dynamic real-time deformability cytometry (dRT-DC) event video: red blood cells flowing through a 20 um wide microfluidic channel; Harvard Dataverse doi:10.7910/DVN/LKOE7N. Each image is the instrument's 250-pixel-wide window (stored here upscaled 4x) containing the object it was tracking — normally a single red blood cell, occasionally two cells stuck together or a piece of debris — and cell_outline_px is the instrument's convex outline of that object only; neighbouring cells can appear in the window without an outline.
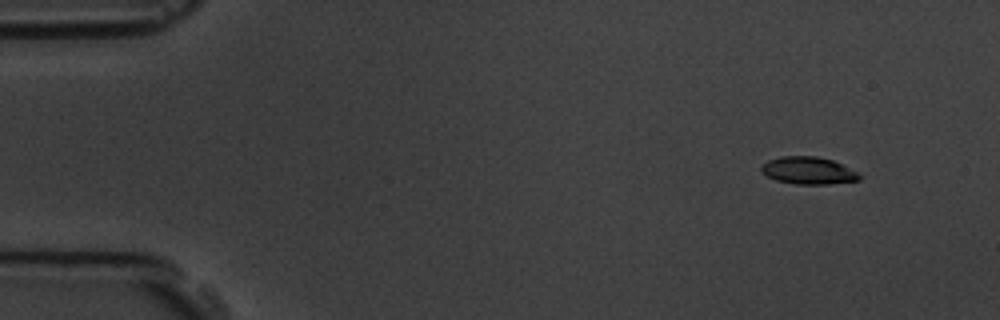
{"species": "common noctule bat (a hibernating species)", "species_latin": "Nyctalus noctula", "temperature_condition": "room temperature", "stored_images_in_passage": 7, "camera_frame_rate_fps": 3000, "um_per_image_px": 0.085, "animal": {"sex": "male", "body_mass_g": 19.5, "forearm_length_mm": 54.6}, "frame": {"image": 1, "passage_image": 1, "time_ms": 0.0, "image_size_px": [1000, 320], "cell_outline_px": [[860, 180], [828, 184], [796, 184], [776, 180], [760, 172], [760, 168], [768, 160], [780, 156], [816, 156], [832, 160], [856, 172], [860, 176]], "centroid_in_image_um": [68.66, 14.5], "position_along_channel_um": 16.3, "area_um2": 15.43}}
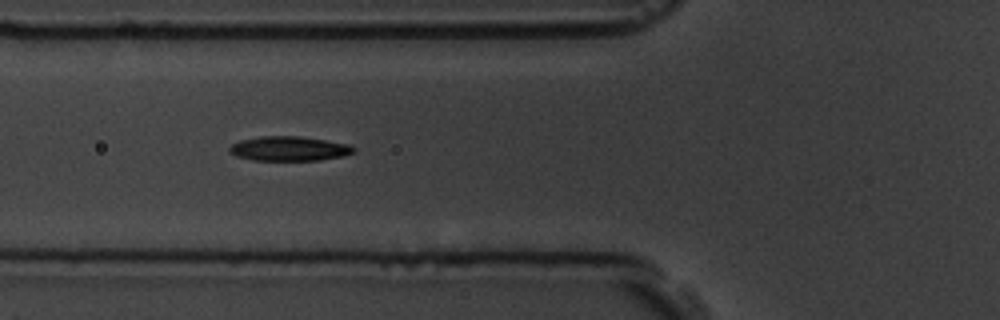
{"frame": {"image": 2, "passage_image": 6, "time_ms": 5.333, "image_size_px": [1000, 320], "cell_outline_px": [[356, 152], [344, 156], [320, 160], [252, 160], [236, 156], [228, 152], [228, 148], [232, 144], [240, 140], [260, 136], [300, 136], [348, 144], [356, 148]], "centroid_in_image_um": [24.57, 12.63], "position_along_channel_um": 101.2, "area_um2": 17.86}}
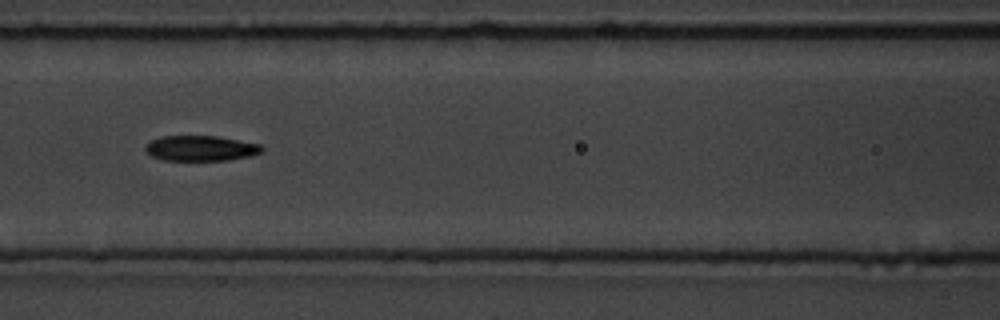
{"frame": {"image": 3, "passage_image": 7, "time_ms": 6.667, "image_size_px": [1000, 320], "cell_outline_px": [[264, 148], [260, 152], [252, 156], [228, 160], [164, 160], [152, 156], [144, 148], [152, 140], [160, 136], [216, 136], [260, 144]], "centroid_in_image_um": [17.08, 12.6], "position_along_channel_um": 149.5, "area_um2": 17.05}}